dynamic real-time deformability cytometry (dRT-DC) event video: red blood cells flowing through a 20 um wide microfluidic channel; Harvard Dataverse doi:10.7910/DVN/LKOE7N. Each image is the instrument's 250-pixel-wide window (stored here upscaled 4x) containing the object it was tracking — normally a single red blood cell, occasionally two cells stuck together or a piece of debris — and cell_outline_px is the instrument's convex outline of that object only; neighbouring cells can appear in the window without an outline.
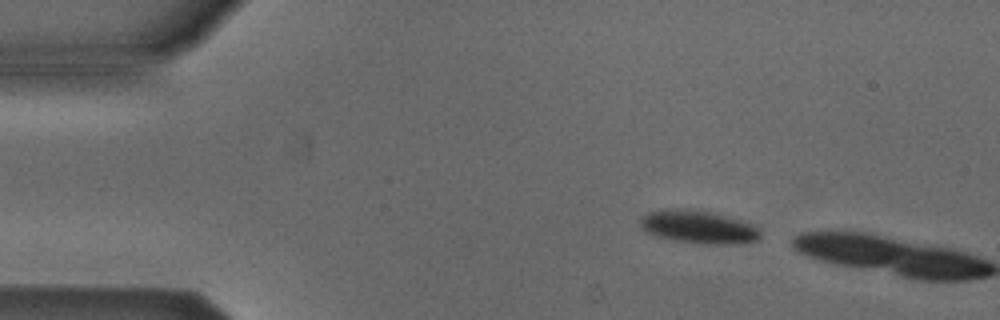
{"species": "Egyptian fruit bat (a non-hibernating species)", "species_latin": "Rousettus aegyptiacus", "temperature_condition": "cold", "stored_images_in_passage": 2, "camera_frame_rate_fps": 3000, "um_per_image_px": 0.085, "animal": {"sex": "male"}, "frame": {"image": 1, "passage_image": 1, "time_ms": 0.0, "image_size_px": [1000, 320], "cell_outline_px": [[760, 240], [736, 244], [700, 244], [676, 240], [656, 236], [640, 228], [640, 216], [648, 212], [660, 208], [672, 208], [712, 212], [752, 224], [760, 228]], "centroid_in_image_um": [59.34, 19.29], "position_along_channel_um": 25.7, "area_um2": 23.24}}